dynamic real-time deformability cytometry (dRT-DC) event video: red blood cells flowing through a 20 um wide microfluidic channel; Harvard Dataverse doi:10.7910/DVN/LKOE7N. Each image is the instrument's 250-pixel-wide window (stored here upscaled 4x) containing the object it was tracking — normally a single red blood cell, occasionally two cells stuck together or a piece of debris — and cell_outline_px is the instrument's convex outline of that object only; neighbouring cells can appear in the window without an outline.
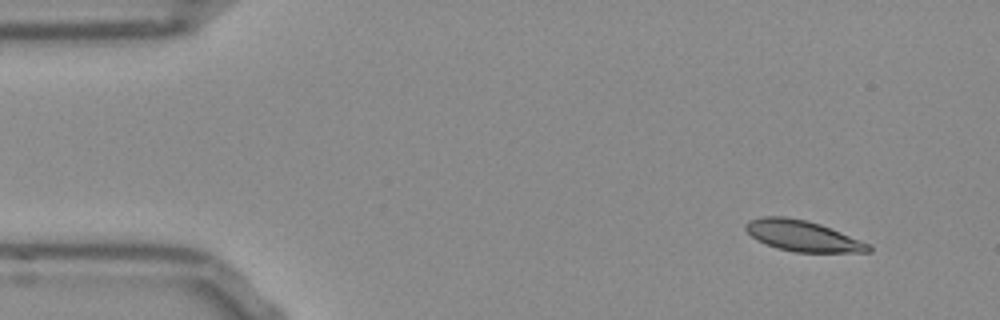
{"species": "Egyptian fruit bat (a non-hibernating species)", "species_latin": "Rousettus aegyptiacus", "temperature_condition": "room temperature", "stored_images_in_passage": 49, "camera_frame_rate_fps": 3000, "um_per_image_px": 0.085, "frame": {"image": 1, "passage_image": 1, "time_ms": 0.0, "image_size_px": [1000, 320], "cell_outline_px": [[872, 252], [796, 252], [776, 248], [764, 244], [756, 240], [744, 228], [744, 224], [748, 220], [760, 216], [784, 216], [804, 220], [820, 224], [860, 240], [868, 244], [872, 248]], "centroid_in_image_um": [68.16, 20.05], "position_along_channel_um": 16.8, "area_um2": 22.02}}
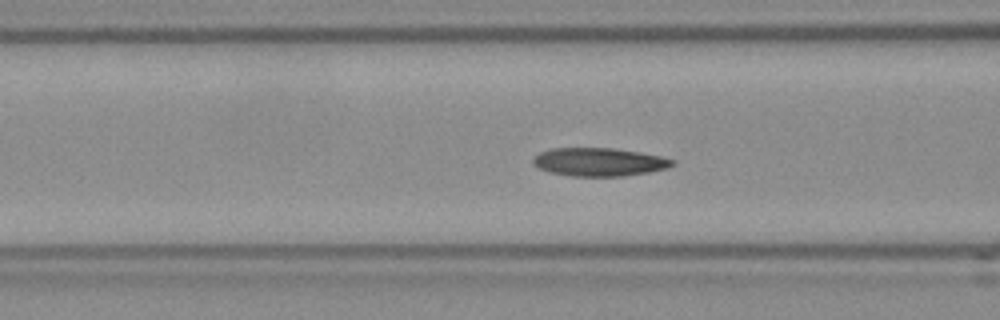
{"frame": {"image": 2, "passage_image": 16, "time_ms": 5.0, "image_size_px": [1000, 320], "cell_outline_px": [[676, 164], [668, 168], [648, 172], [624, 176], [572, 176], [548, 172], [532, 164], [532, 160], [540, 152], [552, 148], [616, 148], [640, 152], [660, 156], [676, 160]], "centroid_in_image_um": [50.95, 13.76], "position_along_channel_um": 115.6, "area_um2": 23.06}}
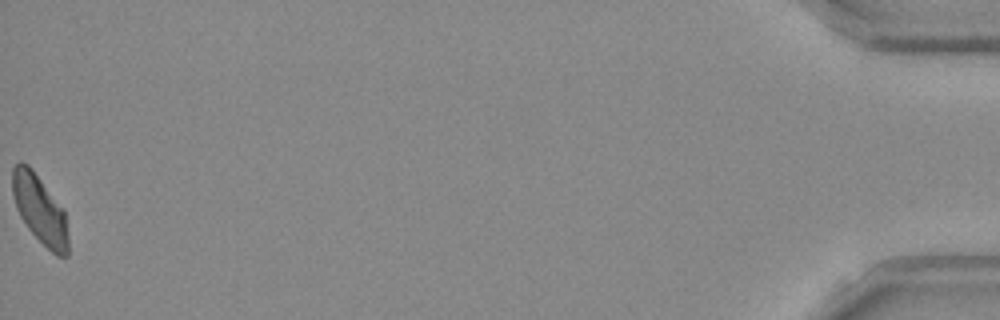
{"frame": {"image": 3, "passage_image": 49, "time_ms": 16.0, "image_size_px": [1000, 320], "cell_outline_px": [[68, 256], [56, 256], [28, 228], [20, 216], [16, 208], [12, 192], [12, 168], [20, 160], [28, 164], [32, 168], [64, 208], [68, 236]], "centroid_in_image_um": [3.38, 17.77], "position_along_channel_um": 431.8, "area_um2": 22.37}, "authors_computed_cell_mechanics": {"area_um2": 22.831, "velocity_mm_per_s": 3.8346, "shape_relaxation_time_tau1_ms": 6.9764, "shape_relaxation_time_tau2_ms": 1.989, "deformation_change_tau1": 0.1545, "deformation_change_tau2": 0.0751}}